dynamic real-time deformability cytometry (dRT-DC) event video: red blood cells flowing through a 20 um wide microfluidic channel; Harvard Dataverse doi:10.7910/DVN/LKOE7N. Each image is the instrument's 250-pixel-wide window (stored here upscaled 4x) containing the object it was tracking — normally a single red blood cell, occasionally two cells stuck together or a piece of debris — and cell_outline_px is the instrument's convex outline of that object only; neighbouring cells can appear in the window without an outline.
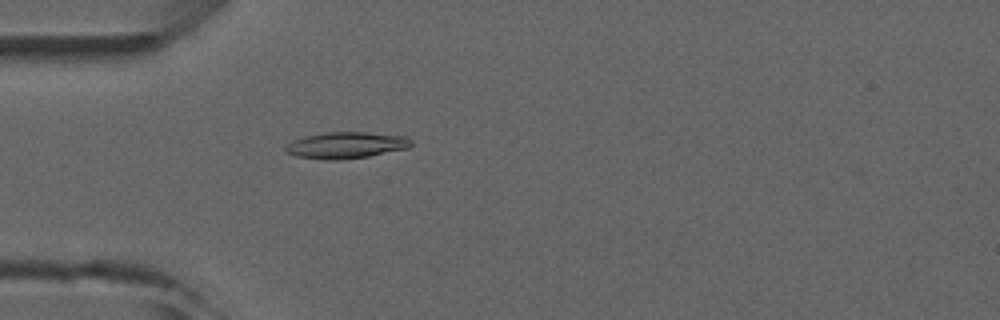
{"species": "common noctule bat (a hibernating species)", "species_latin": "Nyctalus noctula", "temperature_condition": "room temperature", "stored_images_in_passage": 3, "camera_frame_rate_fps": 3000, "um_per_image_px": 0.085, "animal": {"sex": "male", "forearm_length_mm": 52.5}, "frame": {"image": 1, "passage_image": 3, "time_ms": 3.333, "image_size_px": [1000, 320], "cell_outline_px": [[412, 144], [408, 148], [368, 156], [336, 160], [324, 160], [296, 156], [284, 152], [284, 148], [292, 140], [304, 136], [324, 132], [364, 132], [404, 136], [412, 140]], "centroid_in_image_um": [29.37, 12.34], "position_along_channel_um": 55.6, "area_um2": 19.36}}